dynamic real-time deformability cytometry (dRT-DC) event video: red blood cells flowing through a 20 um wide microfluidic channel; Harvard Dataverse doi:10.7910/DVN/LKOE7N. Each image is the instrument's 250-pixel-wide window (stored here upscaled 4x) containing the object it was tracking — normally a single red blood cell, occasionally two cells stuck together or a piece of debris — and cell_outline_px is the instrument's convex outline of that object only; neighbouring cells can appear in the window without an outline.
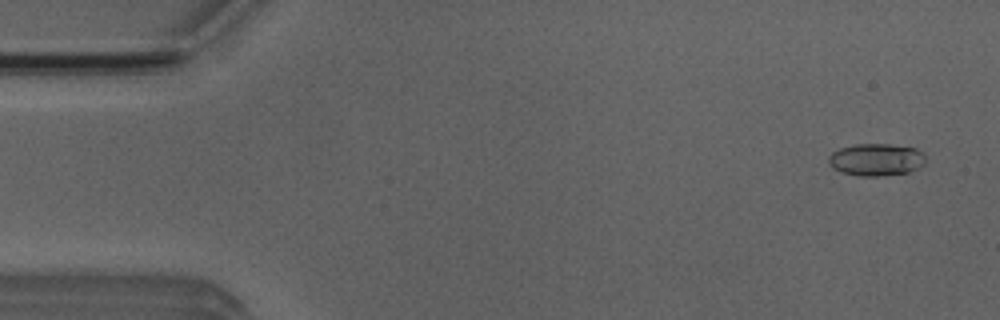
{"species": "Egyptian fruit bat (a non-hibernating species)", "species_latin": "Rousettus aegyptiacus", "temperature_condition": "room temperature", "stored_images_in_passage": 52, "camera_frame_rate_fps": 3000, "um_per_image_px": 0.085, "animal": {"sex": "male"}, "frame": {"image": 1, "passage_image": 3, "time_ms": 0.667, "image_size_px": [1000, 320], "cell_outline_px": [[924, 164], [908, 172], [876, 176], [860, 176], [840, 172], [832, 168], [828, 164], [828, 156], [832, 152], [840, 148], [856, 144], [888, 144], [916, 148], [924, 152]], "centroid_in_image_um": [74.43, 13.56], "position_along_channel_um": 10.6, "area_um2": 18.26}}
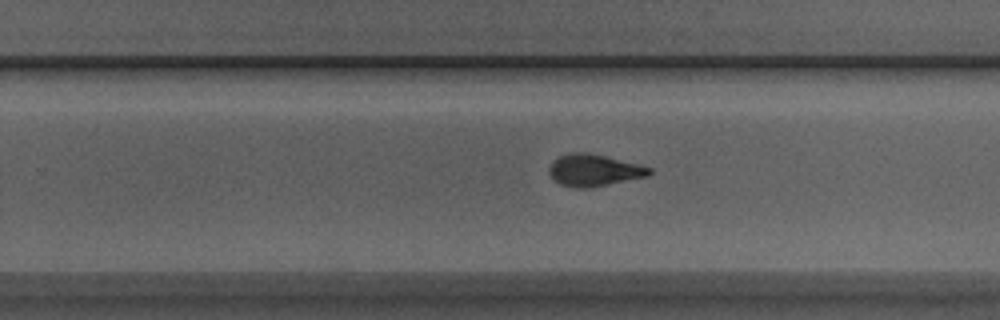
{"frame": {"image": 2, "passage_image": 33, "time_ms": 10.667, "image_size_px": [1000, 320], "cell_outline_px": [[652, 172], [648, 176], [588, 188], [576, 188], [560, 184], [548, 172], [548, 168], [552, 160], [560, 156], [576, 152], [584, 152], [604, 156], [652, 168]], "centroid_in_image_um": [50.46, 14.48], "position_along_channel_um": 279.3, "area_um2": 18.26}}
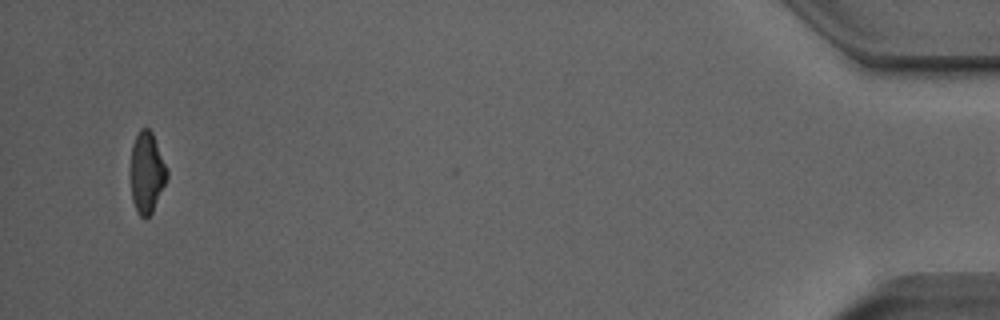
{"frame": {"image": 3, "passage_image": 51, "time_ms": 16.667, "image_size_px": [1000, 320], "cell_outline_px": [[168, 176], [152, 212], [144, 220], [136, 212], [132, 200], [132, 144], [140, 128], [148, 128], [152, 132], [168, 168]], "centroid_in_image_um": [12.5, 14.67], "position_along_channel_um": 422.7, "area_um2": 16.99}}